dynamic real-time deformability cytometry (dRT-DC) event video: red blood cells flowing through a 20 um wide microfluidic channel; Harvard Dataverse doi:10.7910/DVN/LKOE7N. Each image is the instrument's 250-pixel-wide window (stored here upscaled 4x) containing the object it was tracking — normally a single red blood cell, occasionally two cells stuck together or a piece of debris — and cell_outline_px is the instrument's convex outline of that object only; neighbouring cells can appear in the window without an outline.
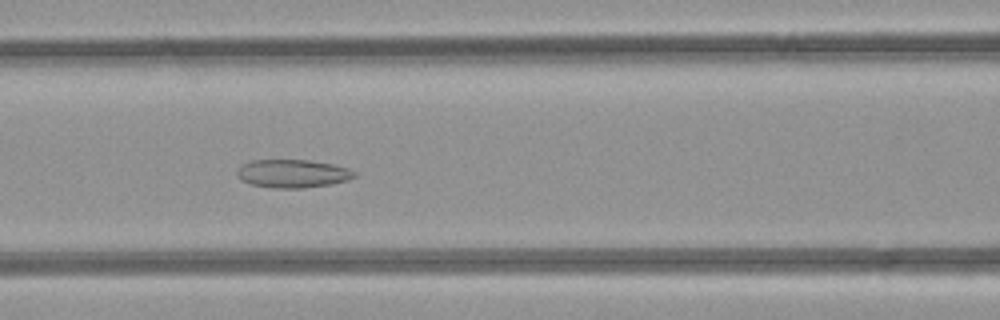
{"species": "common noctule bat (a hibernating species)", "species_latin": "Nyctalus noctula", "temperature_condition": "room temperature", "stored_images_in_passage": 40, "camera_frame_rate_fps": 3000, "um_per_image_px": 0.085, "animal": {"sex": "female", "body_mass_g": 21.9}, "frame": {"image": 1, "passage_image": 11, "time_ms": 3.333, "image_size_px": [1000, 320], "cell_outline_px": [[356, 176], [348, 180], [332, 184], [304, 188], [276, 188], [252, 184], [240, 180], [236, 176], [236, 172], [240, 164], [252, 160], [308, 160], [332, 164], [348, 168], [356, 172]], "centroid_in_image_um": [24.86, 14.75], "position_along_channel_um": 141.7, "area_um2": 19.42}}
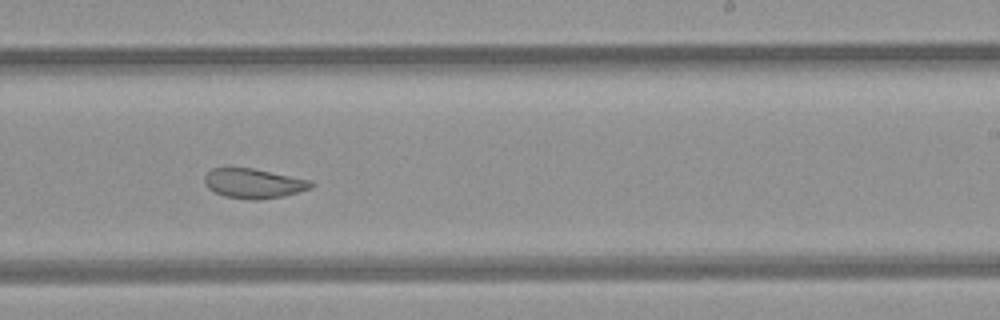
{"frame": {"image": 2, "passage_image": 20, "time_ms": 6.333, "image_size_px": [1000, 320], "cell_outline_px": [[316, 184], [312, 188], [284, 196], [260, 200], [252, 200], [224, 196], [208, 188], [204, 184], [204, 176], [212, 168], [252, 168], [312, 180]], "centroid_in_image_um": [21.59, 15.59], "position_along_channel_um": 267.4, "area_um2": 18.55}}
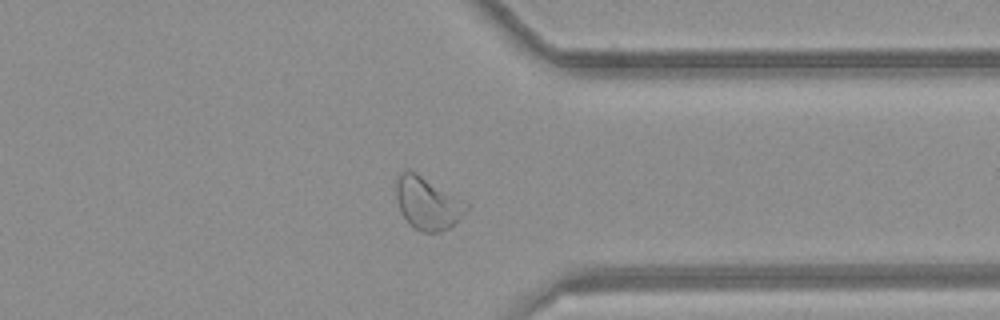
{"frame": {"image": 3, "passage_image": 28, "time_ms": 9.0, "image_size_px": [1000, 320], "cell_outline_px": [[468, 208], [448, 228], [440, 232], [424, 232], [412, 228], [400, 212], [396, 196], [396, 180], [400, 172], [404, 168], [408, 168], [416, 172], [468, 200]], "centroid_in_image_um": [36.33, 17.22], "position_along_channel_um": 375.1, "area_um2": 21.96}, "authors_computed_cell_mechanics": {"area_um2": 21.2126, "velocity_mm_per_s": 4.2049, "shape_relaxation_time_tau1_ms": null, "shape_relaxation_time_tau2_ms": 2.1017, "deformation_change_tau1": null, "deformation_change_tau2": 0.0723}}